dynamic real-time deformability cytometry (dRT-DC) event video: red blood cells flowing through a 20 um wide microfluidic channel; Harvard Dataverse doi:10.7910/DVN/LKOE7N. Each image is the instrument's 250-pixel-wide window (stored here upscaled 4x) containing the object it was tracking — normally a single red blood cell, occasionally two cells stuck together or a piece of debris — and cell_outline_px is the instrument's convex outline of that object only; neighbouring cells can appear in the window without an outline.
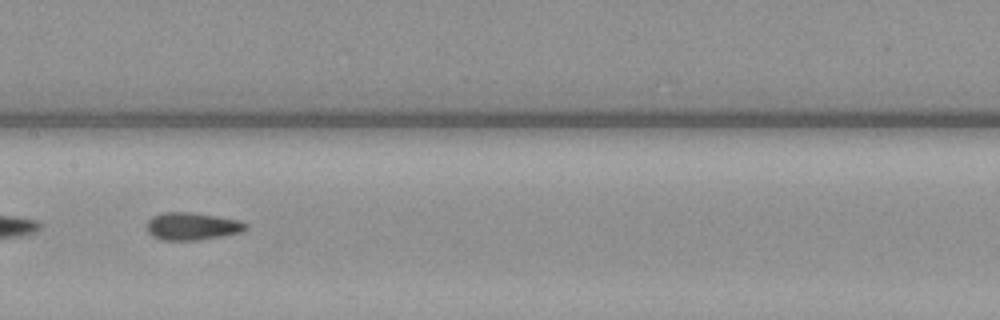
{"species": "common noctule bat (a hibernating species)", "species_latin": "Nyctalus noctula", "temperature_condition": "warm", "stored_images_in_passage": 52, "segment_of_instrument_passage": [2, 2], "camera_frame_rate_fps": 3000, "um_per_image_px": 0.085, "animal": {"sex": "female", "body_mass_g": 19.3, "forearm_length_mm": 54.1}, "frame": {"image": 1, "passage_image": 29, "time_ms": 9.333, "image_size_px": [1000, 320], "cell_outline_px": [[248, 228], [240, 232], [220, 236], [196, 240], [160, 240], [152, 236], [148, 232], [148, 220], [152, 216], [164, 212], [188, 212], [240, 220], [248, 224]], "centroid_in_image_um": [16.32, 19.23], "position_along_channel_um": 191.1, "area_um2": 15.72}}
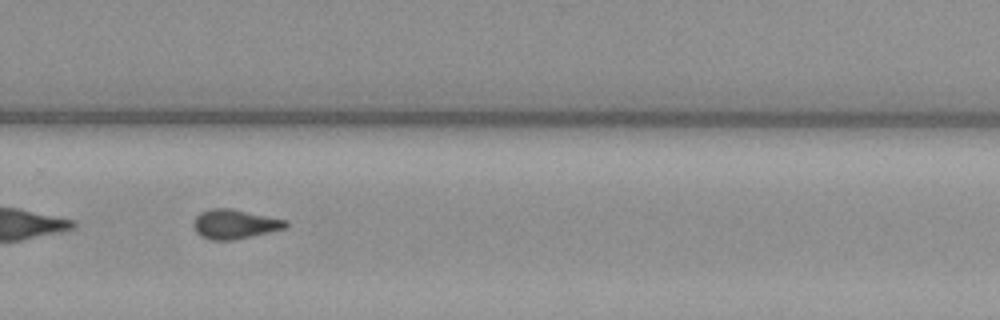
{"frame": {"image": 2, "passage_image": 39, "time_ms": 12.667, "image_size_px": [1000, 320], "cell_outline_px": [[288, 228], [252, 236], [232, 240], [208, 240], [200, 236], [196, 232], [192, 224], [192, 220], [200, 212], [212, 208], [232, 208], [288, 220]], "centroid_in_image_um": [19.94, 19.05], "position_along_channel_um": 309.9, "area_um2": 16.13}}